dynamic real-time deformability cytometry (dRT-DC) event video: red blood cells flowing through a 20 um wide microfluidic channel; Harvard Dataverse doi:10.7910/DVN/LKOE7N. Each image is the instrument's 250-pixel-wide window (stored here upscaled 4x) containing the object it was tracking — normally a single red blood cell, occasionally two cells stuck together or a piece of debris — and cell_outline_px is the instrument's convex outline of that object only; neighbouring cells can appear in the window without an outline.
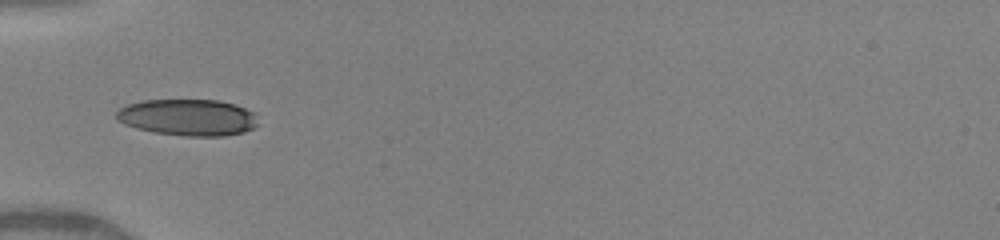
{"species": "human", "species_latin": "Homo sapiens", "temperature_condition": "warm", "stored_images_in_passage": 10, "camera_frame_rate_fps": 3000, "um_per_image_px": 0.085, "donor": {"sex": "female"}, "frame": {"image": 1, "passage_image": 1, "time_ms": 0.0, "image_size_px": [1000, 240], "cell_outline_px": [[256, 124], [252, 128], [244, 132], [224, 136], [184, 136], [156, 132], [136, 128], [124, 124], [116, 120], [116, 112], [120, 108], [128, 104], [140, 100], [220, 100], [236, 104], [252, 112], [256, 116]], "centroid_in_image_um": [15.95, 9.97], "position_along_channel_um": 69.1, "area_um2": 30.17}}
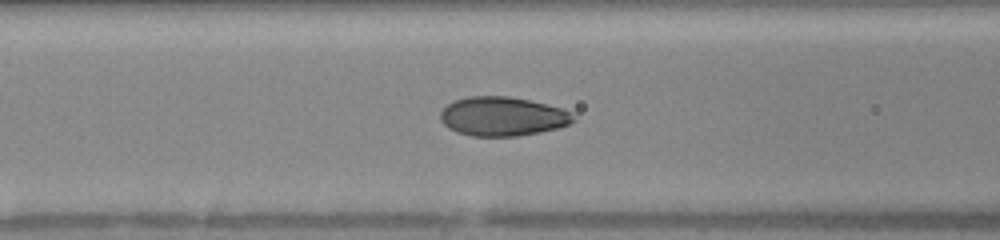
{"frame": {"image": 2, "passage_image": 8, "time_ms": 1.333, "image_size_px": [1000, 240], "cell_outline_px": [[576, 120], [560, 128], [540, 132], [516, 136], [472, 136], [456, 132], [448, 128], [440, 120], [440, 112], [452, 100], [468, 96], [508, 96], [528, 100], [564, 108], [572, 112]], "centroid_in_image_um": [42.72, 9.89], "position_along_channel_um": 123.9, "area_um2": 30.58}}